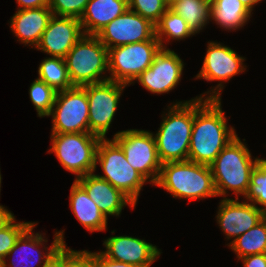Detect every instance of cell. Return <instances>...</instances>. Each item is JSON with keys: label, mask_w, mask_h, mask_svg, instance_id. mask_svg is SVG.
<instances>
[{"label": "cell", "mask_w": 266, "mask_h": 267, "mask_svg": "<svg viewBox=\"0 0 266 267\" xmlns=\"http://www.w3.org/2000/svg\"><path fill=\"white\" fill-rule=\"evenodd\" d=\"M13 217H14V214L11 213L10 210H8L3 205H0V227L8 223Z\"/></svg>", "instance_id": "37"}, {"label": "cell", "mask_w": 266, "mask_h": 267, "mask_svg": "<svg viewBox=\"0 0 266 267\" xmlns=\"http://www.w3.org/2000/svg\"><path fill=\"white\" fill-rule=\"evenodd\" d=\"M69 199L72 213L86 230L91 233L106 231L107 217L75 180L70 189Z\"/></svg>", "instance_id": "22"}, {"label": "cell", "mask_w": 266, "mask_h": 267, "mask_svg": "<svg viewBox=\"0 0 266 267\" xmlns=\"http://www.w3.org/2000/svg\"><path fill=\"white\" fill-rule=\"evenodd\" d=\"M173 102L163 111L160 128L154 133L162 164L188 160L194 120V99Z\"/></svg>", "instance_id": "3"}, {"label": "cell", "mask_w": 266, "mask_h": 267, "mask_svg": "<svg viewBox=\"0 0 266 267\" xmlns=\"http://www.w3.org/2000/svg\"><path fill=\"white\" fill-rule=\"evenodd\" d=\"M221 100L194 99V120L188 160L210 166L238 134L227 122Z\"/></svg>", "instance_id": "1"}, {"label": "cell", "mask_w": 266, "mask_h": 267, "mask_svg": "<svg viewBox=\"0 0 266 267\" xmlns=\"http://www.w3.org/2000/svg\"><path fill=\"white\" fill-rule=\"evenodd\" d=\"M103 245L106 250L100 252L108 259L138 267H150L162 253L156 245L127 235L110 236Z\"/></svg>", "instance_id": "18"}, {"label": "cell", "mask_w": 266, "mask_h": 267, "mask_svg": "<svg viewBox=\"0 0 266 267\" xmlns=\"http://www.w3.org/2000/svg\"><path fill=\"white\" fill-rule=\"evenodd\" d=\"M64 267H94L91 261V251L72 250L64 248Z\"/></svg>", "instance_id": "33"}, {"label": "cell", "mask_w": 266, "mask_h": 267, "mask_svg": "<svg viewBox=\"0 0 266 267\" xmlns=\"http://www.w3.org/2000/svg\"><path fill=\"white\" fill-rule=\"evenodd\" d=\"M50 0H16L17 10L39 8L49 6Z\"/></svg>", "instance_id": "36"}, {"label": "cell", "mask_w": 266, "mask_h": 267, "mask_svg": "<svg viewBox=\"0 0 266 267\" xmlns=\"http://www.w3.org/2000/svg\"><path fill=\"white\" fill-rule=\"evenodd\" d=\"M90 0H50L49 8L55 16L80 19Z\"/></svg>", "instance_id": "32"}, {"label": "cell", "mask_w": 266, "mask_h": 267, "mask_svg": "<svg viewBox=\"0 0 266 267\" xmlns=\"http://www.w3.org/2000/svg\"><path fill=\"white\" fill-rule=\"evenodd\" d=\"M95 36L107 49L157 39L155 25L130 9L107 24Z\"/></svg>", "instance_id": "14"}, {"label": "cell", "mask_w": 266, "mask_h": 267, "mask_svg": "<svg viewBox=\"0 0 266 267\" xmlns=\"http://www.w3.org/2000/svg\"><path fill=\"white\" fill-rule=\"evenodd\" d=\"M244 199L266 213V159L262 158L253 169L249 190Z\"/></svg>", "instance_id": "29"}, {"label": "cell", "mask_w": 266, "mask_h": 267, "mask_svg": "<svg viewBox=\"0 0 266 267\" xmlns=\"http://www.w3.org/2000/svg\"><path fill=\"white\" fill-rule=\"evenodd\" d=\"M91 261L94 267H138L132 264L108 259L100 251L91 252Z\"/></svg>", "instance_id": "34"}, {"label": "cell", "mask_w": 266, "mask_h": 267, "mask_svg": "<svg viewBox=\"0 0 266 267\" xmlns=\"http://www.w3.org/2000/svg\"><path fill=\"white\" fill-rule=\"evenodd\" d=\"M252 158L247 144L242 142L238 135L225 146L210 165L217 196L226 199L228 192L233 191L236 198H239V195L245 198L251 173L262 159Z\"/></svg>", "instance_id": "2"}, {"label": "cell", "mask_w": 266, "mask_h": 267, "mask_svg": "<svg viewBox=\"0 0 266 267\" xmlns=\"http://www.w3.org/2000/svg\"><path fill=\"white\" fill-rule=\"evenodd\" d=\"M98 164L101 166L103 175H96L121 190L137 204L139 194L148 181L128 163L124 151L113 138L100 140L96 155V169Z\"/></svg>", "instance_id": "6"}, {"label": "cell", "mask_w": 266, "mask_h": 267, "mask_svg": "<svg viewBox=\"0 0 266 267\" xmlns=\"http://www.w3.org/2000/svg\"><path fill=\"white\" fill-rule=\"evenodd\" d=\"M184 65L176 52L169 48H161L151 66L142 72L132 84L137 81L153 94H168L180 83Z\"/></svg>", "instance_id": "15"}, {"label": "cell", "mask_w": 266, "mask_h": 267, "mask_svg": "<svg viewBox=\"0 0 266 267\" xmlns=\"http://www.w3.org/2000/svg\"><path fill=\"white\" fill-rule=\"evenodd\" d=\"M1 183H2V177H1V171H0V192H1Z\"/></svg>", "instance_id": "41"}, {"label": "cell", "mask_w": 266, "mask_h": 267, "mask_svg": "<svg viewBox=\"0 0 266 267\" xmlns=\"http://www.w3.org/2000/svg\"><path fill=\"white\" fill-rule=\"evenodd\" d=\"M15 216L4 226L0 227V258L4 261L6 255L14 247L20 235L33 222H16Z\"/></svg>", "instance_id": "30"}, {"label": "cell", "mask_w": 266, "mask_h": 267, "mask_svg": "<svg viewBox=\"0 0 266 267\" xmlns=\"http://www.w3.org/2000/svg\"><path fill=\"white\" fill-rule=\"evenodd\" d=\"M57 91L36 78L29 87V97L38 117H48L55 103Z\"/></svg>", "instance_id": "28"}, {"label": "cell", "mask_w": 266, "mask_h": 267, "mask_svg": "<svg viewBox=\"0 0 266 267\" xmlns=\"http://www.w3.org/2000/svg\"><path fill=\"white\" fill-rule=\"evenodd\" d=\"M89 103V133L106 139L123 90L128 87L115 81L82 86Z\"/></svg>", "instance_id": "13"}, {"label": "cell", "mask_w": 266, "mask_h": 267, "mask_svg": "<svg viewBox=\"0 0 266 267\" xmlns=\"http://www.w3.org/2000/svg\"><path fill=\"white\" fill-rule=\"evenodd\" d=\"M64 59L73 86L109 80L108 49L95 35H83Z\"/></svg>", "instance_id": "5"}, {"label": "cell", "mask_w": 266, "mask_h": 267, "mask_svg": "<svg viewBox=\"0 0 266 267\" xmlns=\"http://www.w3.org/2000/svg\"><path fill=\"white\" fill-rule=\"evenodd\" d=\"M0 267H3V260L0 258Z\"/></svg>", "instance_id": "42"}, {"label": "cell", "mask_w": 266, "mask_h": 267, "mask_svg": "<svg viewBox=\"0 0 266 267\" xmlns=\"http://www.w3.org/2000/svg\"><path fill=\"white\" fill-rule=\"evenodd\" d=\"M128 9V0H90L80 18L84 35H96Z\"/></svg>", "instance_id": "21"}, {"label": "cell", "mask_w": 266, "mask_h": 267, "mask_svg": "<svg viewBox=\"0 0 266 267\" xmlns=\"http://www.w3.org/2000/svg\"><path fill=\"white\" fill-rule=\"evenodd\" d=\"M45 267H64V249L55 256Z\"/></svg>", "instance_id": "38"}, {"label": "cell", "mask_w": 266, "mask_h": 267, "mask_svg": "<svg viewBox=\"0 0 266 267\" xmlns=\"http://www.w3.org/2000/svg\"><path fill=\"white\" fill-rule=\"evenodd\" d=\"M161 48L157 39H150L108 49L109 80L131 85L151 66Z\"/></svg>", "instance_id": "8"}, {"label": "cell", "mask_w": 266, "mask_h": 267, "mask_svg": "<svg viewBox=\"0 0 266 267\" xmlns=\"http://www.w3.org/2000/svg\"><path fill=\"white\" fill-rule=\"evenodd\" d=\"M113 139L124 151L128 163L154 186L162 166L154 133L142 129H128L116 132Z\"/></svg>", "instance_id": "11"}, {"label": "cell", "mask_w": 266, "mask_h": 267, "mask_svg": "<svg viewBox=\"0 0 266 267\" xmlns=\"http://www.w3.org/2000/svg\"><path fill=\"white\" fill-rule=\"evenodd\" d=\"M165 5L170 8L171 6H173L175 3H177L179 0H163Z\"/></svg>", "instance_id": "40"}, {"label": "cell", "mask_w": 266, "mask_h": 267, "mask_svg": "<svg viewBox=\"0 0 266 267\" xmlns=\"http://www.w3.org/2000/svg\"><path fill=\"white\" fill-rule=\"evenodd\" d=\"M266 213L257 208L253 203L244 200L239 202V198H226L219 202L216 221L225 239L231 240L229 246L238 236L244 234L258 222Z\"/></svg>", "instance_id": "16"}, {"label": "cell", "mask_w": 266, "mask_h": 267, "mask_svg": "<svg viewBox=\"0 0 266 267\" xmlns=\"http://www.w3.org/2000/svg\"><path fill=\"white\" fill-rule=\"evenodd\" d=\"M130 10L150 20L156 25L168 7L163 0H128Z\"/></svg>", "instance_id": "31"}, {"label": "cell", "mask_w": 266, "mask_h": 267, "mask_svg": "<svg viewBox=\"0 0 266 267\" xmlns=\"http://www.w3.org/2000/svg\"><path fill=\"white\" fill-rule=\"evenodd\" d=\"M37 78L44 81L57 92L74 87L70 81L64 58H44L39 64Z\"/></svg>", "instance_id": "27"}, {"label": "cell", "mask_w": 266, "mask_h": 267, "mask_svg": "<svg viewBox=\"0 0 266 267\" xmlns=\"http://www.w3.org/2000/svg\"><path fill=\"white\" fill-rule=\"evenodd\" d=\"M52 16L48 6L17 10L10 19L9 27L17 41L35 49Z\"/></svg>", "instance_id": "20"}, {"label": "cell", "mask_w": 266, "mask_h": 267, "mask_svg": "<svg viewBox=\"0 0 266 267\" xmlns=\"http://www.w3.org/2000/svg\"><path fill=\"white\" fill-rule=\"evenodd\" d=\"M238 261L243 262V267H266V253L249 255Z\"/></svg>", "instance_id": "35"}, {"label": "cell", "mask_w": 266, "mask_h": 267, "mask_svg": "<svg viewBox=\"0 0 266 267\" xmlns=\"http://www.w3.org/2000/svg\"><path fill=\"white\" fill-rule=\"evenodd\" d=\"M51 147L61 166L78 179L96 171L97 148L101 138L89 133H51Z\"/></svg>", "instance_id": "7"}, {"label": "cell", "mask_w": 266, "mask_h": 267, "mask_svg": "<svg viewBox=\"0 0 266 267\" xmlns=\"http://www.w3.org/2000/svg\"><path fill=\"white\" fill-rule=\"evenodd\" d=\"M75 181L86 191L107 219L109 216L119 217L127 205L131 209L136 207V204L121 190L99 178L95 172L75 179Z\"/></svg>", "instance_id": "19"}, {"label": "cell", "mask_w": 266, "mask_h": 267, "mask_svg": "<svg viewBox=\"0 0 266 267\" xmlns=\"http://www.w3.org/2000/svg\"><path fill=\"white\" fill-rule=\"evenodd\" d=\"M37 224L33 222L20 235L14 247L4 258L3 267H45L60 251L67 247L64 240V230H56L52 244L47 247L46 234L33 231ZM15 256L16 263L14 262L16 260ZM7 259L11 261L9 265L6 262Z\"/></svg>", "instance_id": "10"}, {"label": "cell", "mask_w": 266, "mask_h": 267, "mask_svg": "<svg viewBox=\"0 0 266 267\" xmlns=\"http://www.w3.org/2000/svg\"><path fill=\"white\" fill-rule=\"evenodd\" d=\"M156 38L162 48H167L169 40H185L195 34L188 27L187 22L170 8L166 10L160 21L155 25ZM167 44H164L166 43Z\"/></svg>", "instance_id": "26"}, {"label": "cell", "mask_w": 266, "mask_h": 267, "mask_svg": "<svg viewBox=\"0 0 266 267\" xmlns=\"http://www.w3.org/2000/svg\"><path fill=\"white\" fill-rule=\"evenodd\" d=\"M170 9L187 22L195 35L211 21V0H179Z\"/></svg>", "instance_id": "24"}, {"label": "cell", "mask_w": 266, "mask_h": 267, "mask_svg": "<svg viewBox=\"0 0 266 267\" xmlns=\"http://www.w3.org/2000/svg\"><path fill=\"white\" fill-rule=\"evenodd\" d=\"M155 186L179 199L218 197L210 166L189 160L162 164Z\"/></svg>", "instance_id": "4"}, {"label": "cell", "mask_w": 266, "mask_h": 267, "mask_svg": "<svg viewBox=\"0 0 266 267\" xmlns=\"http://www.w3.org/2000/svg\"><path fill=\"white\" fill-rule=\"evenodd\" d=\"M83 35L80 19L53 15L36 49L51 57L65 58Z\"/></svg>", "instance_id": "17"}, {"label": "cell", "mask_w": 266, "mask_h": 267, "mask_svg": "<svg viewBox=\"0 0 266 267\" xmlns=\"http://www.w3.org/2000/svg\"><path fill=\"white\" fill-rule=\"evenodd\" d=\"M251 13L240 0H211L210 20L226 31L241 29L252 17Z\"/></svg>", "instance_id": "23"}, {"label": "cell", "mask_w": 266, "mask_h": 267, "mask_svg": "<svg viewBox=\"0 0 266 267\" xmlns=\"http://www.w3.org/2000/svg\"><path fill=\"white\" fill-rule=\"evenodd\" d=\"M203 59L201 70L195 76V79H204L208 82L218 81L219 83L205 93L200 94V96H196L197 98L221 100V93L225 87L224 82H228L234 76L245 72L247 68L244 65L246 58L217 41L208 42Z\"/></svg>", "instance_id": "9"}, {"label": "cell", "mask_w": 266, "mask_h": 267, "mask_svg": "<svg viewBox=\"0 0 266 267\" xmlns=\"http://www.w3.org/2000/svg\"><path fill=\"white\" fill-rule=\"evenodd\" d=\"M228 247L236 254L237 259L266 253V216L250 230L238 236Z\"/></svg>", "instance_id": "25"}, {"label": "cell", "mask_w": 266, "mask_h": 267, "mask_svg": "<svg viewBox=\"0 0 266 267\" xmlns=\"http://www.w3.org/2000/svg\"><path fill=\"white\" fill-rule=\"evenodd\" d=\"M49 116L52 117L51 133L89 132V103L86 90L74 86L57 92Z\"/></svg>", "instance_id": "12"}, {"label": "cell", "mask_w": 266, "mask_h": 267, "mask_svg": "<svg viewBox=\"0 0 266 267\" xmlns=\"http://www.w3.org/2000/svg\"><path fill=\"white\" fill-rule=\"evenodd\" d=\"M242 4L251 12L254 10V6L259 4L262 0H240Z\"/></svg>", "instance_id": "39"}]
</instances>
